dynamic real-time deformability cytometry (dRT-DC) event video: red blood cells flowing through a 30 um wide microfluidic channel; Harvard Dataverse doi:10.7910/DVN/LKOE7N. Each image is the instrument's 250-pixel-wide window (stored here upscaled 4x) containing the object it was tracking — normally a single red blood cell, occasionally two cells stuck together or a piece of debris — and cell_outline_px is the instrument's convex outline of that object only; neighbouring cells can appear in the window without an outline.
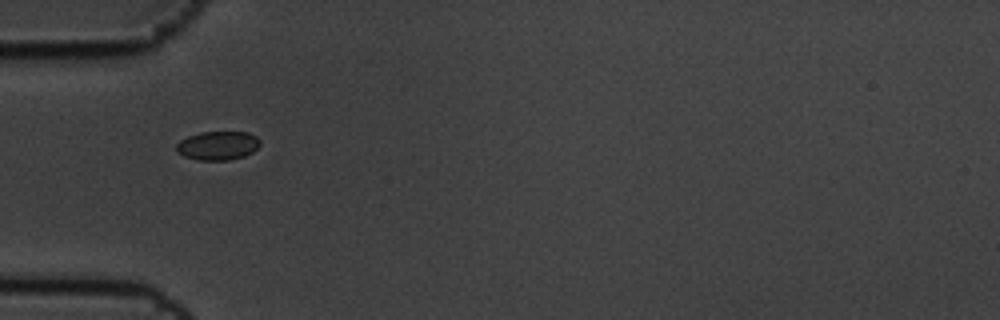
{"species": "common noctule bat (a hibernating species)", "species_latin": "Nyctalus noctula", "temperature_condition": "cold", "stored_images_in_passage": 7, "camera_frame_rate_fps": 3000, "um_per_image_px": 0.085, "animal": {"sex": "male", "body_mass_g": 19.5, "forearm_length_mm": 54.6}, "frame": {"image": 1, "passage_image": 6, "time_ms": 1.667, "image_size_px": [1000, 320], "cell_outline_px": [[260, 144], [252, 152], [244, 156], [228, 160], [196, 160], [184, 156], [176, 152], [176, 144], [180, 140], [188, 136], [200, 132], [248, 132], [256, 136], [260, 140]], "centroid_in_image_um": [18.49, 12.37], "position_along_channel_um": 66.5, "area_um2": 14.1}}
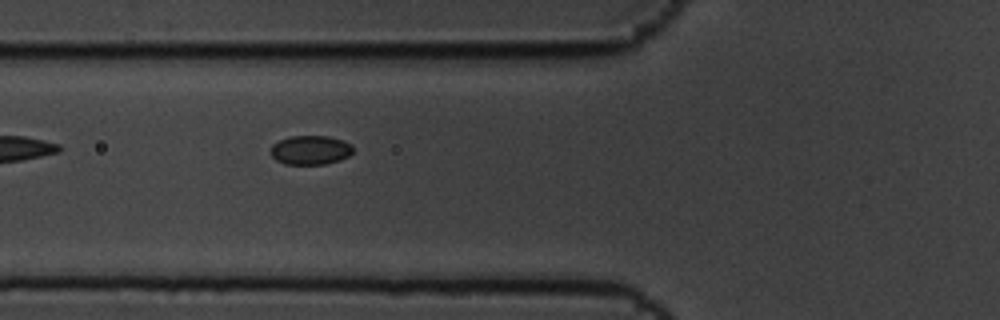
{"frame": {"image": 2, "passage_image": 7, "time_ms": 2.0, "image_size_px": [1000, 320], "cell_outline_px": [[352, 152], [348, 156], [340, 160], [324, 164], [284, 164], [276, 160], [268, 152], [272, 144], [288, 136], [328, 136], [344, 140], [352, 144]], "centroid_in_image_um": [26.36, 12.75], "position_along_channel_um": 99.4, "area_um2": 14.16}}